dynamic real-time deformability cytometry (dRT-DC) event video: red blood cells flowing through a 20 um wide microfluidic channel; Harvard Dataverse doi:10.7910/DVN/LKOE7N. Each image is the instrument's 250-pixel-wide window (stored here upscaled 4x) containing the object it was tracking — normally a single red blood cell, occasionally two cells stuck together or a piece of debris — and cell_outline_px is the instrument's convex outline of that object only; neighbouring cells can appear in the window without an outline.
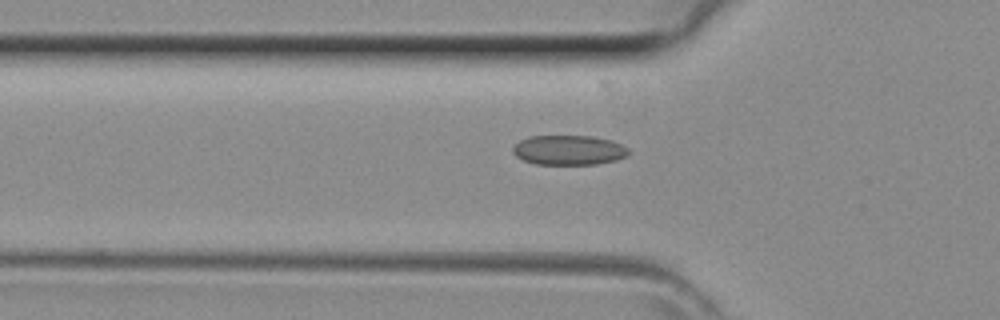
{"species": "common noctule bat (a hibernating species)", "species_latin": "Nyctalus noctula", "temperature_condition": "room temperature", "stored_images_in_passage": 39, "camera_frame_rate_fps": 3000, "um_per_image_px": 0.085, "animal": {"sex": "female", "body_mass_g": 29.2, "forearm_length_mm": 56.3}, "frame": {"image": 1, "passage_image": 14, "time_ms": 4.333, "image_size_px": [1000, 320], "cell_outline_px": [[628, 156], [616, 160], [596, 164], [536, 164], [524, 160], [516, 156], [512, 152], [512, 148], [520, 140], [528, 136], [592, 136], [612, 140], [628, 148]], "centroid_in_image_um": [48.35, 12.75], "position_along_channel_um": 77.5, "area_um2": 20.06}}
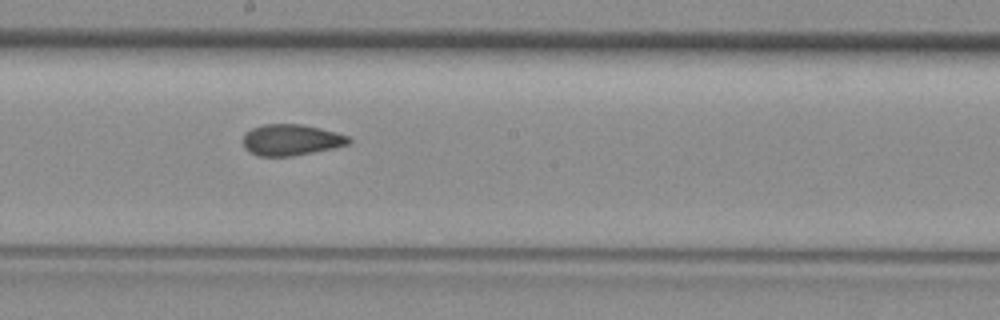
{"frame": {"image": 2, "passage_image": 23, "time_ms": 7.333, "image_size_px": [1000, 320], "cell_outline_px": [[352, 140], [348, 144], [332, 148], [292, 156], [260, 156], [244, 148], [244, 132], [252, 128], [264, 124], [300, 124], [320, 128], [336, 132], [348, 136]], "centroid_in_image_um": [24.74, 11.88], "position_along_channel_um": 223.5, "area_um2": 19.02}}
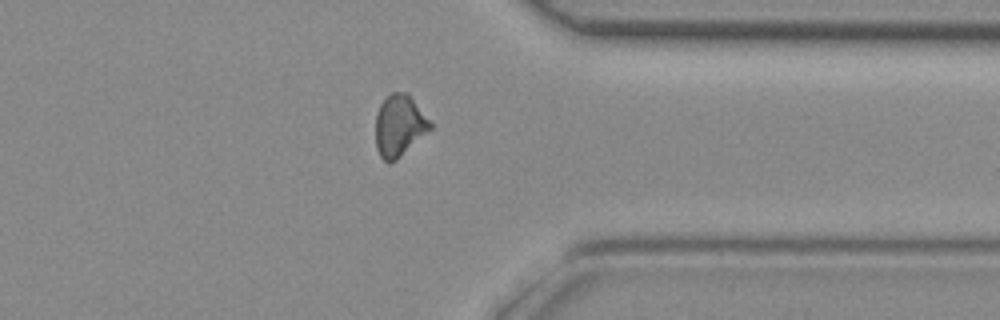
{"frame": {"image": 3, "passage_image": 33, "time_ms": 10.667, "image_size_px": [1000, 320], "cell_outline_px": [[432, 128], [396, 160], [388, 164], [380, 156], [376, 148], [376, 116], [380, 104], [392, 92], [408, 92], [432, 124]], "centroid_in_image_um": [33.93, 10.68], "position_along_channel_um": 377.5, "area_um2": 19.42}}